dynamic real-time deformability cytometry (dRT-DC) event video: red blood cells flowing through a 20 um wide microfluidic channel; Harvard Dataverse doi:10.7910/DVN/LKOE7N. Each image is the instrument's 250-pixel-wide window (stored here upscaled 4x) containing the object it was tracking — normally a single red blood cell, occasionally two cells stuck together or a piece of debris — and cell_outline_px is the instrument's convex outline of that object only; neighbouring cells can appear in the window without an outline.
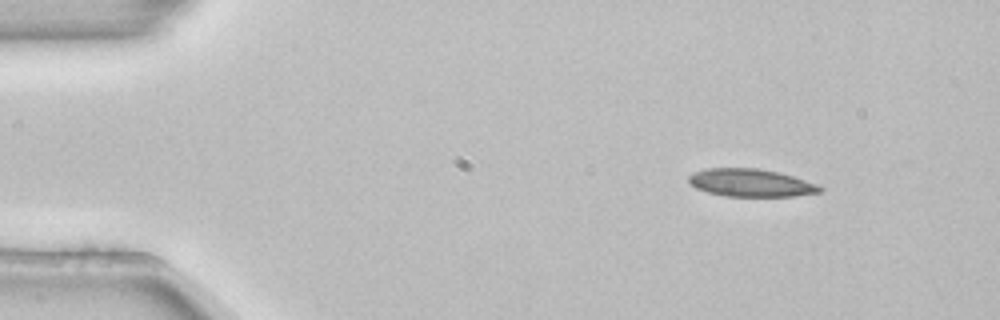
{"species": "common noctule bat (a hibernating species)", "species_latin": "Nyctalus noctula", "temperature_condition": "room temperature", "stored_images_in_passage": 2, "camera_frame_rate_fps": 3000, "um_per_image_px": 0.085, "animal": {"sex": "female", "body_mass_g": 22.7, "forearm_length_mm": 54.2}, "frame": {"image": 1, "passage_image": 1, "time_ms": 0.0, "image_size_px": [1000, 320], "cell_outline_px": [[824, 188], [820, 192], [796, 196], [724, 196], [708, 192], [696, 188], [688, 180], [688, 176], [704, 168], [756, 168], [780, 172], [820, 184]], "centroid_in_image_um": [63.87, 15.53], "position_along_channel_um": 21.1, "area_um2": 21.33}}